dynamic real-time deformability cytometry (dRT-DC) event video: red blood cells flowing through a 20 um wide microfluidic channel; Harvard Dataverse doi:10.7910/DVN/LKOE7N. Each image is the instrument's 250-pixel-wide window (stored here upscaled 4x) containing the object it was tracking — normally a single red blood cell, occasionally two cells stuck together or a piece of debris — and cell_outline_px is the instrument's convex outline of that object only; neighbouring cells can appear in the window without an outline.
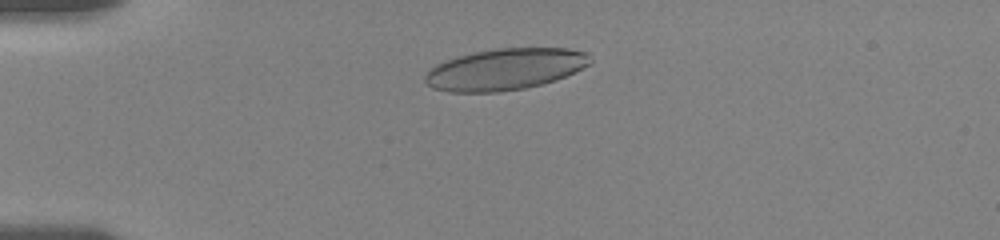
{"species": "human", "species_latin": "Homo sapiens", "temperature_condition": "room temperature", "stored_images_in_passage": 51, "camera_frame_rate_fps": 3000, "um_per_image_px": 0.085, "donor": {"sex": "female"}, "frame": {"image": 1, "passage_image": 9, "time_ms": 2.667, "image_size_px": [1000, 240], "cell_outline_px": [[592, 60], [588, 64], [556, 80], [524, 88], [500, 92], [448, 92], [432, 88], [424, 80], [424, 76], [436, 64], [456, 56], [472, 52], [496, 48], [568, 48], [588, 52], [592, 56]], "centroid_in_image_um": [42.91, 5.88], "position_along_channel_um": 42.1, "area_um2": 39.88}}
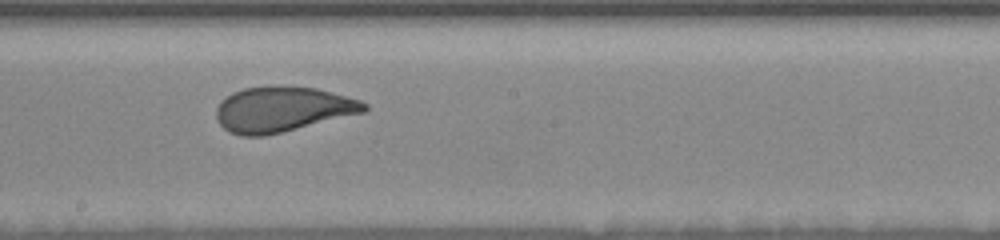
{"frame": {"image": 2, "passage_image": 27, "time_ms": 8.667, "image_size_px": [1000, 240], "cell_outline_px": [[368, 108], [364, 112], [264, 136], [240, 136], [228, 132], [216, 120], [216, 108], [232, 92], [244, 88], [316, 88], [360, 100], [368, 104]], "centroid_in_image_um": [23.99, 9.32], "position_along_channel_um": 224.2, "area_um2": 37.97}}
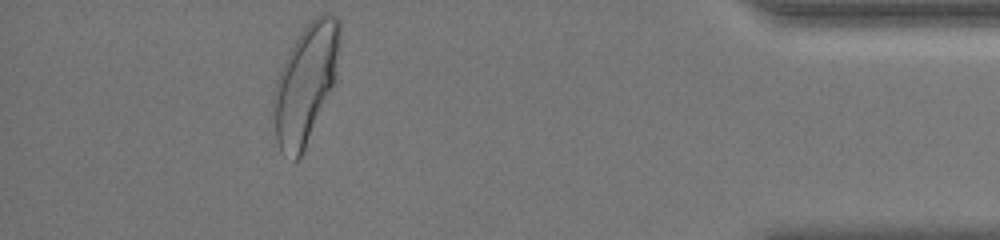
{"frame": {"image": 3, "passage_image": 46, "time_ms": 15.0, "image_size_px": [1000, 240], "cell_outline_px": [[340, 32], [336, 76], [332, 88], [304, 148], [300, 156], [296, 160], [280, 152], [276, 140], [272, 112], [276, 80], [288, 52], [300, 32], [320, 12], [328, 12], [336, 16], [340, 20]], "centroid_in_image_um": [25.97, 7.06], "position_along_channel_um": 409.2, "area_um2": 45.32}, "authors_computed_cell_mechanics": {"area_um2": 39.9976, "velocity_mm_per_s": 3.6044, "shape_relaxation_time_tau1_ms": 5.1004, "shape_relaxation_time_tau2_ms": null, "deformation_change_tau1": 0.2025, "deformation_change_tau2": null}}